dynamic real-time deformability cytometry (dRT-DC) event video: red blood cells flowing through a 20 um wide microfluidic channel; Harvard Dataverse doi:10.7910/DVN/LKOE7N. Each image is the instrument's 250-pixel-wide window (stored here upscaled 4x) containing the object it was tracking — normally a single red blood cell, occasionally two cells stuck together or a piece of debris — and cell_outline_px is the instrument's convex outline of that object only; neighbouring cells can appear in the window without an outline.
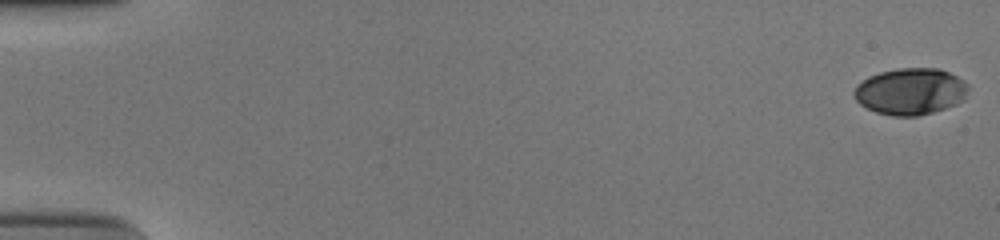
{"species": "human", "species_latin": "Homo sapiens", "temperature_condition": "cold", "stored_images_in_passage": 56, "camera_frame_rate_fps": 3000, "um_per_image_px": 0.085, "donor": {"sex": "male"}, "frame": {"image": 1, "passage_image": 1, "time_ms": 0.0, "image_size_px": [1000, 240], "cell_outline_px": [[968, 88], [964, 100], [956, 104], [920, 116], [892, 116], [876, 112], [860, 104], [856, 100], [852, 92], [856, 84], [868, 76], [880, 72], [900, 68], [940, 68], [964, 80], [968, 84]], "centroid_in_image_um": [77.37, 7.77], "position_along_channel_um": 7.6, "area_um2": 31.21}}
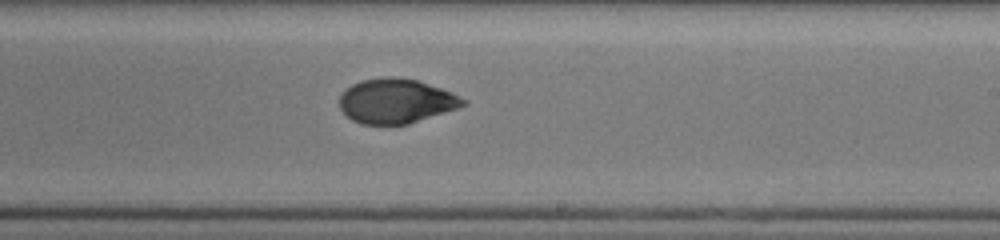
{"frame": {"image": 2, "passage_image": 35, "time_ms": 11.333, "image_size_px": [1000, 240], "cell_outline_px": [[468, 104], [408, 124], [360, 124], [352, 120], [340, 108], [340, 96], [352, 84], [360, 80], [392, 76], [416, 80], [452, 92], [468, 100]], "centroid_in_image_um": [33.67, 8.59], "position_along_channel_um": 255.3, "area_um2": 31.79}}
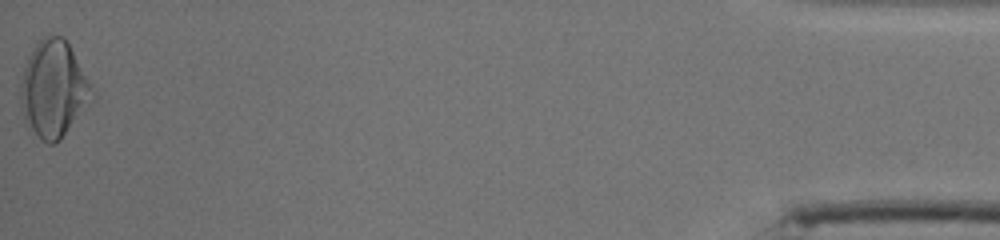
{"frame": {"image": 3, "passage_image": 56, "time_ms": 18.333, "image_size_px": [1000, 240], "cell_outline_px": [[88, 96], [60, 140], [52, 144], [48, 144], [40, 140], [24, 120], [20, 100], [20, 84], [24, 68], [28, 56], [32, 48], [44, 36], [60, 36], [68, 44], [88, 84]], "centroid_in_image_um": [4.4, 7.56], "position_along_channel_um": 430.8, "area_um2": 37.8}, "authors_computed_cell_mechanics": {"area_um2": 32.0212, "velocity_mm_per_s": 3.763, "shape_relaxation_time_tau1_ms": 5.3465, "shape_relaxation_time_tau2_ms": 1.7468, "deformation_change_tau1": 0.1825, "deformation_change_tau2": 0.0497}}